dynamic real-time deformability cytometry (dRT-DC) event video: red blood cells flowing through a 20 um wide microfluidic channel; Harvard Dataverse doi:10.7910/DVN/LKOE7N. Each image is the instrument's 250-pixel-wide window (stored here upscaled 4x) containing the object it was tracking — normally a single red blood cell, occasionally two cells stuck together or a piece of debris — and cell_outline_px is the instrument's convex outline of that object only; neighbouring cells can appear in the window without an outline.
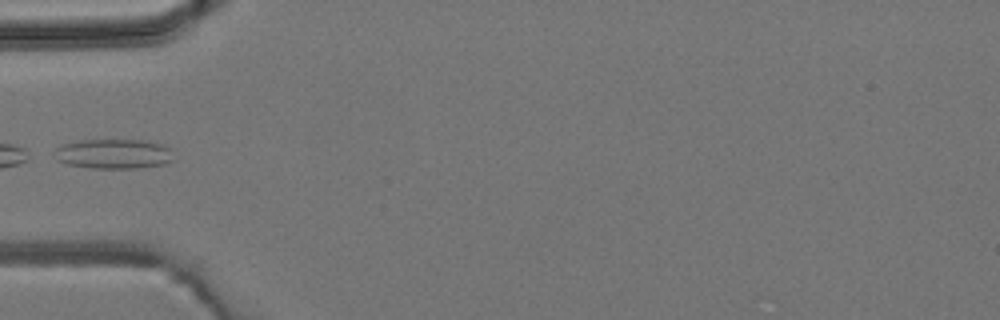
{"species": "common noctule bat (a hibernating species)", "species_latin": "Nyctalus noctula", "temperature_condition": "room temperature", "stored_images_in_passage": 2, "camera_frame_rate_fps": 3000, "um_per_image_px": 0.085, "animal": {"sex": "male", "body_mass_g": 19.2, "forearm_length_mm": 51.8}, "frame": {"image": 1, "passage_image": 1, "time_ms": 0.0, "image_size_px": [1000, 320], "cell_outline_px": [[176, 160], [164, 164], [136, 168], [88, 168], [68, 164], [56, 160], [56, 148], [60, 144], [80, 140], [148, 140], [164, 144], [168, 148]], "centroid_in_image_um": [9.68, 13.07], "position_along_channel_um": 75.3, "area_um2": 20.87}}